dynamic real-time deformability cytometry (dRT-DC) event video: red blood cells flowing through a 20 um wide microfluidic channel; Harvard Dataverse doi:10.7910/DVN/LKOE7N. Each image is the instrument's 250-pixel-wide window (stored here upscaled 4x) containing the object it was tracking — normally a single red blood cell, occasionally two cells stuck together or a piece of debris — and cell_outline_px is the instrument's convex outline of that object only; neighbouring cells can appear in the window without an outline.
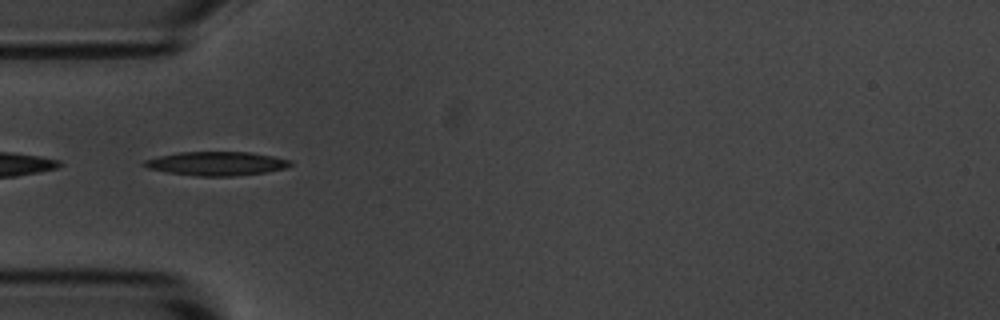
{"species": "common noctule bat (a hibernating species)", "species_latin": "Nyctalus noctula", "temperature_condition": "room temperature", "stored_images_in_passage": 40, "camera_frame_rate_fps": 3000, "um_per_image_px": 0.085, "animal": {"sex": "male", "body_mass_g": 20.1, "forearm_length_mm": 53.5}, "frame": {"image": 1, "passage_image": 1, "time_ms": 0.0, "image_size_px": [1000, 320], "cell_outline_px": [[292, 164], [284, 168], [264, 172], [232, 176], [196, 176], [168, 172], [148, 168], [140, 164], [144, 160], [160, 156], [180, 152], [252, 152], [292, 160]], "centroid_in_image_um": [18.39, 13.9], "position_along_channel_um": 66.6, "area_um2": 20.17}}
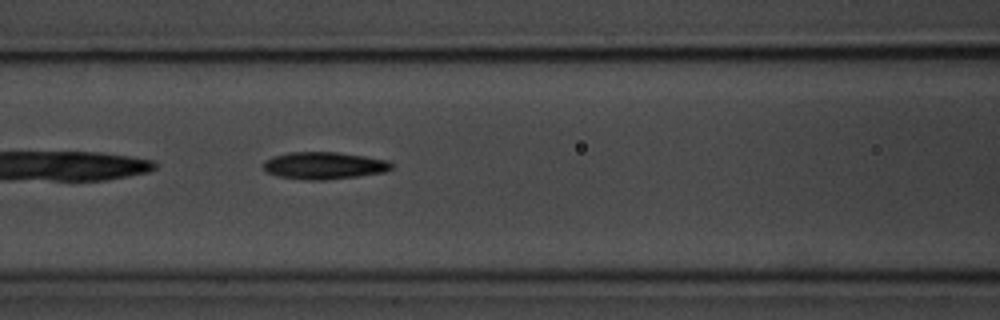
{"frame": {"image": 2, "passage_image": 7, "time_ms": 2.0, "image_size_px": [1000, 320], "cell_outline_px": [[392, 168], [384, 172], [328, 180], [308, 180], [280, 176], [268, 172], [264, 168], [264, 160], [272, 156], [288, 152], [336, 152], [364, 156], [388, 160], [392, 164]], "centroid_in_image_um": [27.54, 14.06], "position_along_channel_um": 139.1, "area_um2": 20.17}}
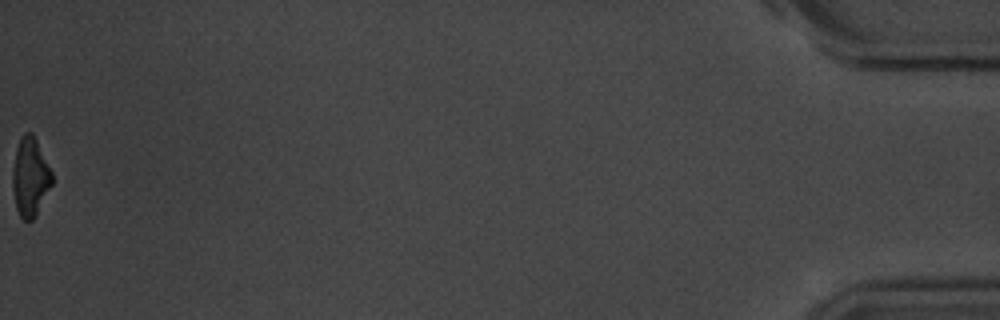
{"frame": {"image": 3, "passage_image": 40, "time_ms": 13.0, "image_size_px": [1000, 320], "cell_outline_px": [[52, 184], [36, 216], [32, 220], [24, 220], [20, 216], [16, 208], [12, 184], [12, 168], [16, 148], [20, 136], [24, 132], [32, 132], [52, 172]], "centroid_in_image_um": [2.55, 15.03], "position_along_channel_um": 432.7, "area_um2": 18.09}, "authors_computed_cell_mechanics": {"area_um2": 19.5653, "velocity_mm_per_s": 3.6001, "shape_relaxation_time_tau1_ms": 3.0348, "shape_relaxation_time_tau2_ms": 2.6654, "deformation_change_tau1": 0.138, "deformation_change_tau2": 0.1091}}